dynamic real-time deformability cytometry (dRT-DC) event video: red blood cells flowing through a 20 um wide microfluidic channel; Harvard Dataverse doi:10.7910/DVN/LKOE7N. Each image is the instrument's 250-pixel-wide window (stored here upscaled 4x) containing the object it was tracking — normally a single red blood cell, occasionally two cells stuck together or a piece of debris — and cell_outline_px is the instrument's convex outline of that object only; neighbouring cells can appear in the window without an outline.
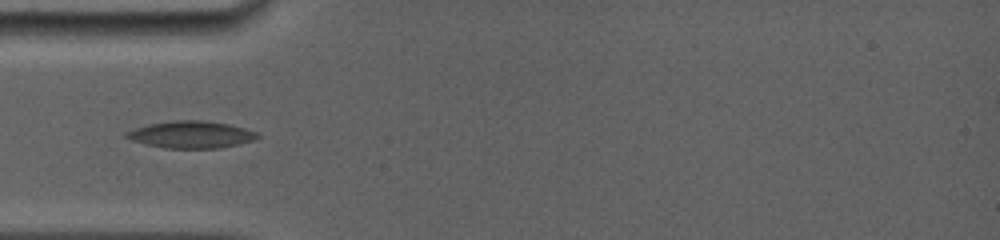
{"species": "common noctule bat (a hibernating species)", "species_latin": "Nyctalus noctula", "temperature_condition": "room temperature", "stored_images_in_passage": 5, "camera_frame_rate_fps": 5000, "um_per_image_px": 0.085, "animal": {"sex": "female", "body_mass_g": 19.0, "forearm_length_mm": 56.7}, "frame": {"image": 1, "passage_image": 3, "time_ms": 1.0, "image_size_px": [1000, 240], "cell_outline_px": [[260, 136], [256, 140], [220, 148], [164, 148], [132, 140], [124, 136], [124, 132], [148, 124], [172, 120], [204, 120], [228, 124], [244, 128], [256, 132]], "centroid_in_image_um": [16.26, 11.43], "position_along_channel_um": 68.7, "area_um2": 20.63}}